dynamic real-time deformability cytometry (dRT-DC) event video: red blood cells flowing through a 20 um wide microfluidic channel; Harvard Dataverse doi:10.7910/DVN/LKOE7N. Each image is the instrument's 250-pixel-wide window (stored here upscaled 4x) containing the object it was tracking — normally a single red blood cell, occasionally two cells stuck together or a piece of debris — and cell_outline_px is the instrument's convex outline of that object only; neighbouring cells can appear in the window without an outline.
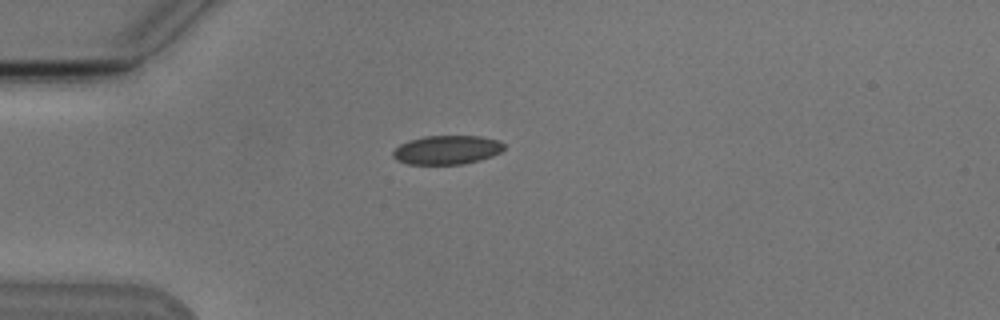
{"species": "Egyptian fruit bat (a non-hibernating species)", "species_latin": "Rousettus aegyptiacus", "temperature_condition": "cold", "stored_images_in_passage": 4, "camera_frame_rate_fps": 3000, "um_per_image_px": 0.085, "animal": {"sex": "male"}, "frame": {"image": 1, "passage_image": 2, "time_ms": 1.333, "image_size_px": [1000, 320], "cell_outline_px": [[504, 148], [500, 152], [492, 156], [480, 160], [464, 164], [408, 164], [396, 160], [392, 156], [392, 152], [400, 144], [408, 140], [424, 136], [480, 136], [500, 140], [504, 144]], "centroid_in_image_um": [37.99, 12.74], "position_along_channel_um": 47.0, "area_um2": 18.84}}